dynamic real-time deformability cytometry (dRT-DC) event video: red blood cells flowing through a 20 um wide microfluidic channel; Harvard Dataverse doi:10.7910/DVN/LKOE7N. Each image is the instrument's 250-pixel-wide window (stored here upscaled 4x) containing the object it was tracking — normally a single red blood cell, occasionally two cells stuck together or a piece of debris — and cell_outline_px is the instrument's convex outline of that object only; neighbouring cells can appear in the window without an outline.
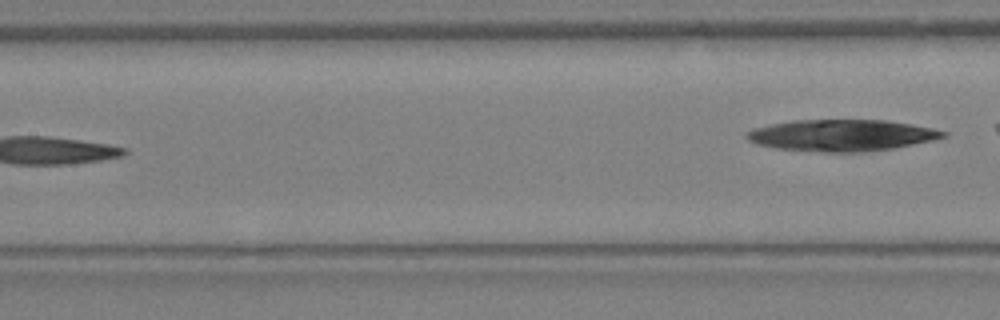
{"species": "Egyptian fruit bat (a non-hibernating species)", "species_latin": "Rousettus aegyptiacus", "temperature_condition": "warm", "stored_images_in_passage": 10, "segment_of_instrument_passage": [2, 2], "camera_frame_rate_fps": 3000, "um_per_image_px": 0.085, "animal": {"sex": "female"}, "frame": {"image": 1, "passage_image": 10, "time_ms": 3.0, "image_size_px": [1000, 320], "cell_outline_px": [[948, 136], [936, 140], [892, 148], [864, 152], [824, 152], [776, 148], [756, 144], [748, 140], [744, 136], [744, 132], [752, 128], [792, 120], [884, 120], [912, 124], [932, 128], [948, 132]], "centroid_in_image_um": [71.53, 11.5], "position_along_channel_um": 135.9, "area_um2": 36.3}}